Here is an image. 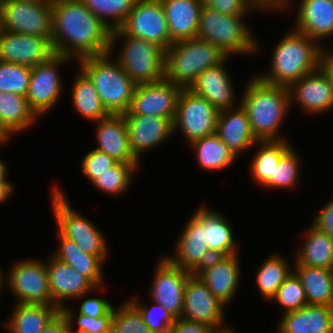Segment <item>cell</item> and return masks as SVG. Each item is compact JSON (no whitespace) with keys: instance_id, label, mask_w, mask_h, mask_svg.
Here are the masks:
<instances>
[{"instance_id":"6da1fadb","label":"cell","mask_w":333,"mask_h":333,"mask_svg":"<svg viewBox=\"0 0 333 333\" xmlns=\"http://www.w3.org/2000/svg\"><path fill=\"white\" fill-rule=\"evenodd\" d=\"M111 31L81 0H52L51 43L55 54L74 61L108 54Z\"/></svg>"},{"instance_id":"7a4b0ae2","label":"cell","mask_w":333,"mask_h":333,"mask_svg":"<svg viewBox=\"0 0 333 333\" xmlns=\"http://www.w3.org/2000/svg\"><path fill=\"white\" fill-rule=\"evenodd\" d=\"M244 88L240 104L247 112L256 139L283 140L280 128L291 107L288 87L269 84L254 75Z\"/></svg>"},{"instance_id":"3957f363","label":"cell","mask_w":333,"mask_h":333,"mask_svg":"<svg viewBox=\"0 0 333 333\" xmlns=\"http://www.w3.org/2000/svg\"><path fill=\"white\" fill-rule=\"evenodd\" d=\"M275 45L269 73L257 76L269 84L289 87L320 67L322 46L293 29Z\"/></svg>"},{"instance_id":"277c9868","label":"cell","mask_w":333,"mask_h":333,"mask_svg":"<svg viewBox=\"0 0 333 333\" xmlns=\"http://www.w3.org/2000/svg\"><path fill=\"white\" fill-rule=\"evenodd\" d=\"M77 63L93 82L109 114L123 115L129 110L137 85L109 53L80 58Z\"/></svg>"},{"instance_id":"5b68a950","label":"cell","mask_w":333,"mask_h":333,"mask_svg":"<svg viewBox=\"0 0 333 333\" xmlns=\"http://www.w3.org/2000/svg\"><path fill=\"white\" fill-rule=\"evenodd\" d=\"M227 57L218 46L197 37L173 43L165 50L164 79L188 88L203 71Z\"/></svg>"},{"instance_id":"8992f818","label":"cell","mask_w":333,"mask_h":333,"mask_svg":"<svg viewBox=\"0 0 333 333\" xmlns=\"http://www.w3.org/2000/svg\"><path fill=\"white\" fill-rule=\"evenodd\" d=\"M121 38L124 41H121L122 47L115 58V44ZM108 53L136 85L164 79L165 50L157 43L125 35L117 28L111 31Z\"/></svg>"},{"instance_id":"52a82bcc","label":"cell","mask_w":333,"mask_h":333,"mask_svg":"<svg viewBox=\"0 0 333 333\" xmlns=\"http://www.w3.org/2000/svg\"><path fill=\"white\" fill-rule=\"evenodd\" d=\"M244 17L225 15L203 6L200 11L197 38L218 46L230 57L233 54H254L260 50V44L244 23Z\"/></svg>"},{"instance_id":"ba28073f","label":"cell","mask_w":333,"mask_h":333,"mask_svg":"<svg viewBox=\"0 0 333 333\" xmlns=\"http://www.w3.org/2000/svg\"><path fill=\"white\" fill-rule=\"evenodd\" d=\"M51 191L52 212L57 223V231L63 237L74 241L87 254L108 256L110 248L103 232L86 216L73 209L60 187L55 184Z\"/></svg>"},{"instance_id":"9c48e42d","label":"cell","mask_w":333,"mask_h":333,"mask_svg":"<svg viewBox=\"0 0 333 333\" xmlns=\"http://www.w3.org/2000/svg\"><path fill=\"white\" fill-rule=\"evenodd\" d=\"M0 29L17 34L52 37V0H0Z\"/></svg>"},{"instance_id":"30bf717a","label":"cell","mask_w":333,"mask_h":333,"mask_svg":"<svg viewBox=\"0 0 333 333\" xmlns=\"http://www.w3.org/2000/svg\"><path fill=\"white\" fill-rule=\"evenodd\" d=\"M219 111L203 97L184 88L180 94L173 132H182L189 145L191 142L216 133Z\"/></svg>"},{"instance_id":"8fae6325","label":"cell","mask_w":333,"mask_h":333,"mask_svg":"<svg viewBox=\"0 0 333 333\" xmlns=\"http://www.w3.org/2000/svg\"><path fill=\"white\" fill-rule=\"evenodd\" d=\"M72 60L70 57L55 54L46 62L31 67L26 99L38 117L48 113L58 103L63 90L59 67Z\"/></svg>"},{"instance_id":"7c38bea8","label":"cell","mask_w":333,"mask_h":333,"mask_svg":"<svg viewBox=\"0 0 333 333\" xmlns=\"http://www.w3.org/2000/svg\"><path fill=\"white\" fill-rule=\"evenodd\" d=\"M42 259H23L14 263L6 275L7 287L17 298L15 303L53 305L46 263Z\"/></svg>"},{"instance_id":"4fadbf2b","label":"cell","mask_w":333,"mask_h":333,"mask_svg":"<svg viewBox=\"0 0 333 333\" xmlns=\"http://www.w3.org/2000/svg\"><path fill=\"white\" fill-rule=\"evenodd\" d=\"M223 304L207 288L198 275L192 273L184 290L181 319L209 325L218 333H226L232 328L224 326L225 313Z\"/></svg>"},{"instance_id":"5bb4252c","label":"cell","mask_w":333,"mask_h":333,"mask_svg":"<svg viewBox=\"0 0 333 333\" xmlns=\"http://www.w3.org/2000/svg\"><path fill=\"white\" fill-rule=\"evenodd\" d=\"M119 29L132 37L170 47V34L160 0H137Z\"/></svg>"},{"instance_id":"9a60e30c","label":"cell","mask_w":333,"mask_h":333,"mask_svg":"<svg viewBox=\"0 0 333 333\" xmlns=\"http://www.w3.org/2000/svg\"><path fill=\"white\" fill-rule=\"evenodd\" d=\"M184 88L165 79L139 84L134 91L131 106L123 115H148L174 121L180 94Z\"/></svg>"},{"instance_id":"2e32d148","label":"cell","mask_w":333,"mask_h":333,"mask_svg":"<svg viewBox=\"0 0 333 333\" xmlns=\"http://www.w3.org/2000/svg\"><path fill=\"white\" fill-rule=\"evenodd\" d=\"M155 267L149 296L179 319L183 310L185 286L192 272L175 266L165 255L157 261Z\"/></svg>"},{"instance_id":"e0dca14e","label":"cell","mask_w":333,"mask_h":333,"mask_svg":"<svg viewBox=\"0 0 333 333\" xmlns=\"http://www.w3.org/2000/svg\"><path fill=\"white\" fill-rule=\"evenodd\" d=\"M48 272L49 290L53 305L60 310L65 302L74 299L80 301L92 291L105 292L106 286L96 287L87 277L81 275L70 265L65 264L52 255L45 261ZM105 286V287H104Z\"/></svg>"},{"instance_id":"ac0fdd59","label":"cell","mask_w":333,"mask_h":333,"mask_svg":"<svg viewBox=\"0 0 333 333\" xmlns=\"http://www.w3.org/2000/svg\"><path fill=\"white\" fill-rule=\"evenodd\" d=\"M290 105L297 103L308 115L325 114L333 109V85L320 66L289 87Z\"/></svg>"},{"instance_id":"d6986e66","label":"cell","mask_w":333,"mask_h":333,"mask_svg":"<svg viewBox=\"0 0 333 333\" xmlns=\"http://www.w3.org/2000/svg\"><path fill=\"white\" fill-rule=\"evenodd\" d=\"M55 55L51 37L17 34L0 29V61L33 67Z\"/></svg>"},{"instance_id":"ffe728a7","label":"cell","mask_w":333,"mask_h":333,"mask_svg":"<svg viewBox=\"0 0 333 333\" xmlns=\"http://www.w3.org/2000/svg\"><path fill=\"white\" fill-rule=\"evenodd\" d=\"M299 9L293 29L316 40L322 46V40L333 35V0H299ZM293 0H284L274 11L291 8Z\"/></svg>"},{"instance_id":"44dd1931","label":"cell","mask_w":333,"mask_h":333,"mask_svg":"<svg viewBox=\"0 0 333 333\" xmlns=\"http://www.w3.org/2000/svg\"><path fill=\"white\" fill-rule=\"evenodd\" d=\"M239 257V254L214 257L195 273L226 306L235 298L239 288L241 274Z\"/></svg>"},{"instance_id":"7402d4cb","label":"cell","mask_w":333,"mask_h":333,"mask_svg":"<svg viewBox=\"0 0 333 333\" xmlns=\"http://www.w3.org/2000/svg\"><path fill=\"white\" fill-rule=\"evenodd\" d=\"M131 150L140 161L143 154L160 146L174 134L173 121L148 115H123Z\"/></svg>"},{"instance_id":"603a6c76","label":"cell","mask_w":333,"mask_h":333,"mask_svg":"<svg viewBox=\"0 0 333 333\" xmlns=\"http://www.w3.org/2000/svg\"><path fill=\"white\" fill-rule=\"evenodd\" d=\"M228 58L230 56L222 63L207 68L187 88L209 101L218 111L240 105V100L236 102L235 87H233L232 78L224 65Z\"/></svg>"},{"instance_id":"cb8c5ba5","label":"cell","mask_w":333,"mask_h":333,"mask_svg":"<svg viewBox=\"0 0 333 333\" xmlns=\"http://www.w3.org/2000/svg\"><path fill=\"white\" fill-rule=\"evenodd\" d=\"M172 256L165 255L175 266L196 273L215 256L205 243L204 228L193 217L189 218L176 241Z\"/></svg>"},{"instance_id":"d4e9b609","label":"cell","mask_w":333,"mask_h":333,"mask_svg":"<svg viewBox=\"0 0 333 333\" xmlns=\"http://www.w3.org/2000/svg\"><path fill=\"white\" fill-rule=\"evenodd\" d=\"M94 123H97L95 135L98 143L94 149L106 153L117 163L140 164L131 150L123 115L110 114Z\"/></svg>"},{"instance_id":"484cf974","label":"cell","mask_w":333,"mask_h":333,"mask_svg":"<svg viewBox=\"0 0 333 333\" xmlns=\"http://www.w3.org/2000/svg\"><path fill=\"white\" fill-rule=\"evenodd\" d=\"M216 134L236 158L241 152L246 153L248 149L250 151L258 141L251 130L247 112L241 104L219 111Z\"/></svg>"},{"instance_id":"4316f807","label":"cell","mask_w":333,"mask_h":333,"mask_svg":"<svg viewBox=\"0 0 333 333\" xmlns=\"http://www.w3.org/2000/svg\"><path fill=\"white\" fill-rule=\"evenodd\" d=\"M193 217L203 226L205 243L215 257L238 254L235 233L225 215L201 204Z\"/></svg>"},{"instance_id":"83f0119b","label":"cell","mask_w":333,"mask_h":333,"mask_svg":"<svg viewBox=\"0 0 333 333\" xmlns=\"http://www.w3.org/2000/svg\"><path fill=\"white\" fill-rule=\"evenodd\" d=\"M281 315L276 333H333V306L308 304Z\"/></svg>"},{"instance_id":"f1b7e54d","label":"cell","mask_w":333,"mask_h":333,"mask_svg":"<svg viewBox=\"0 0 333 333\" xmlns=\"http://www.w3.org/2000/svg\"><path fill=\"white\" fill-rule=\"evenodd\" d=\"M167 20L170 46L173 43L197 37L200 0H160Z\"/></svg>"},{"instance_id":"f546056e","label":"cell","mask_w":333,"mask_h":333,"mask_svg":"<svg viewBox=\"0 0 333 333\" xmlns=\"http://www.w3.org/2000/svg\"><path fill=\"white\" fill-rule=\"evenodd\" d=\"M58 249L52 253V256L59 261L70 265L81 275L87 277L96 287L104 284V271L102 268L108 256H94L82 251L78 245L57 233Z\"/></svg>"},{"instance_id":"4dcf8cb0","label":"cell","mask_w":333,"mask_h":333,"mask_svg":"<svg viewBox=\"0 0 333 333\" xmlns=\"http://www.w3.org/2000/svg\"><path fill=\"white\" fill-rule=\"evenodd\" d=\"M4 327L11 333H41L61 311L55 305L16 303Z\"/></svg>"},{"instance_id":"1f68e13d","label":"cell","mask_w":333,"mask_h":333,"mask_svg":"<svg viewBox=\"0 0 333 333\" xmlns=\"http://www.w3.org/2000/svg\"><path fill=\"white\" fill-rule=\"evenodd\" d=\"M310 225L302 235L305 238L303 245L295 253L292 263L330 269L333 259V238L313 223Z\"/></svg>"},{"instance_id":"d6a6232c","label":"cell","mask_w":333,"mask_h":333,"mask_svg":"<svg viewBox=\"0 0 333 333\" xmlns=\"http://www.w3.org/2000/svg\"><path fill=\"white\" fill-rule=\"evenodd\" d=\"M293 272L304 287L308 304L333 306V276L330 269L294 265Z\"/></svg>"},{"instance_id":"836d02e7","label":"cell","mask_w":333,"mask_h":333,"mask_svg":"<svg viewBox=\"0 0 333 333\" xmlns=\"http://www.w3.org/2000/svg\"><path fill=\"white\" fill-rule=\"evenodd\" d=\"M36 119L39 117L30 108L25 96L0 92V122L12 136L28 130Z\"/></svg>"},{"instance_id":"e575fe53","label":"cell","mask_w":333,"mask_h":333,"mask_svg":"<svg viewBox=\"0 0 333 333\" xmlns=\"http://www.w3.org/2000/svg\"><path fill=\"white\" fill-rule=\"evenodd\" d=\"M258 150L251 159L250 174L253 181L263 186L270 178H274L275 166L278 165L281 157L292 147L290 141L266 140L257 141L255 147Z\"/></svg>"},{"instance_id":"d590c367","label":"cell","mask_w":333,"mask_h":333,"mask_svg":"<svg viewBox=\"0 0 333 333\" xmlns=\"http://www.w3.org/2000/svg\"><path fill=\"white\" fill-rule=\"evenodd\" d=\"M195 152V160L201 169L221 171L236 164V157L216 133L197 139L190 144Z\"/></svg>"},{"instance_id":"8d00e7d4","label":"cell","mask_w":333,"mask_h":333,"mask_svg":"<svg viewBox=\"0 0 333 333\" xmlns=\"http://www.w3.org/2000/svg\"><path fill=\"white\" fill-rule=\"evenodd\" d=\"M79 70L76 71V78L72 84L73 107L81 116L92 122L108 117L110 114L103 106L93 82L81 69Z\"/></svg>"},{"instance_id":"74e56055","label":"cell","mask_w":333,"mask_h":333,"mask_svg":"<svg viewBox=\"0 0 333 333\" xmlns=\"http://www.w3.org/2000/svg\"><path fill=\"white\" fill-rule=\"evenodd\" d=\"M289 261L284 255L273 253L257 269L256 287L264 299L271 300L285 279L293 272Z\"/></svg>"},{"instance_id":"f35d334b","label":"cell","mask_w":333,"mask_h":333,"mask_svg":"<svg viewBox=\"0 0 333 333\" xmlns=\"http://www.w3.org/2000/svg\"><path fill=\"white\" fill-rule=\"evenodd\" d=\"M111 30L119 28L137 0H81ZM111 21V22H110Z\"/></svg>"},{"instance_id":"ab89813d","label":"cell","mask_w":333,"mask_h":333,"mask_svg":"<svg viewBox=\"0 0 333 333\" xmlns=\"http://www.w3.org/2000/svg\"><path fill=\"white\" fill-rule=\"evenodd\" d=\"M139 166L140 164L116 163L107 172L98 176L91 184L100 192L102 191L111 196L123 194L125 190L128 191Z\"/></svg>"},{"instance_id":"60d3db41","label":"cell","mask_w":333,"mask_h":333,"mask_svg":"<svg viewBox=\"0 0 333 333\" xmlns=\"http://www.w3.org/2000/svg\"><path fill=\"white\" fill-rule=\"evenodd\" d=\"M296 151L292 146L281 157L278 165L275 166L274 178H270L262 187L265 189H291L298 185L302 161Z\"/></svg>"},{"instance_id":"b9f144b4","label":"cell","mask_w":333,"mask_h":333,"mask_svg":"<svg viewBox=\"0 0 333 333\" xmlns=\"http://www.w3.org/2000/svg\"><path fill=\"white\" fill-rule=\"evenodd\" d=\"M31 67L0 61V92L17 93L26 97Z\"/></svg>"},{"instance_id":"7bdbcfd3","label":"cell","mask_w":333,"mask_h":333,"mask_svg":"<svg viewBox=\"0 0 333 333\" xmlns=\"http://www.w3.org/2000/svg\"><path fill=\"white\" fill-rule=\"evenodd\" d=\"M272 300L282 307L283 314L308 305L304 287L294 272L285 279L270 301Z\"/></svg>"},{"instance_id":"ee69618b","label":"cell","mask_w":333,"mask_h":333,"mask_svg":"<svg viewBox=\"0 0 333 333\" xmlns=\"http://www.w3.org/2000/svg\"><path fill=\"white\" fill-rule=\"evenodd\" d=\"M117 308L113 306L112 333H153L129 300H125Z\"/></svg>"},{"instance_id":"f6af8a7d","label":"cell","mask_w":333,"mask_h":333,"mask_svg":"<svg viewBox=\"0 0 333 333\" xmlns=\"http://www.w3.org/2000/svg\"><path fill=\"white\" fill-rule=\"evenodd\" d=\"M71 309L66 306L61 309L63 315L68 319L71 333H112L113 307L100 317H91L81 313L76 315L74 309ZM73 323H77V330H73Z\"/></svg>"},{"instance_id":"bcb514c9","label":"cell","mask_w":333,"mask_h":333,"mask_svg":"<svg viewBox=\"0 0 333 333\" xmlns=\"http://www.w3.org/2000/svg\"><path fill=\"white\" fill-rule=\"evenodd\" d=\"M129 301L137 308L144 323L153 333H168L176 318L162 305L153 301V304L140 302L135 296ZM148 305V306H147Z\"/></svg>"},{"instance_id":"7dc6e473","label":"cell","mask_w":333,"mask_h":333,"mask_svg":"<svg viewBox=\"0 0 333 333\" xmlns=\"http://www.w3.org/2000/svg\"><path fill=\"white\" fill-rule=\"evenodd\" d=\"M203 6L225 15L246 16L248 12L271 10L262 0H200Z\"/></svg>"},{"instance_id":"c3c4849f","label":"cell","mask_w":333,"mask_h":333,"mask_svg":"<svg viewBox=\"0 0 333 333\" xmlns=\"http://www.w3.org/2000/svg\"><path fill=\"white\" fill-rule=\"evenodd\" d=\"M117 162L106 153L93 149L83 156L81 172L92 183L98 176L104 174Z\"/></svg>"},{"instance_id":"681fc988","label":"cell","mask_w":333,"mask_h":333,"mask_svg":"<svg viewBox=\"0 0 333 333\" xmlns=\"http://www.w3.org/2000/svg\"><path fill=\"white\" fill-rule=\"evenodd\" d=\"M114 305L103 297L87 298L81 302L78 313L91 316L100 317L105 315Z\"/></svg>"},{"instance_id":"f907efd6","label":"cell","mask_w":333,"mask_h":333,"mask_svg":"<svg viewBox=\"0 0 333 333\" xmlns=\"http://www.w3.org/2000/svg\"><path fill=\"white\" fill-rule=\"evenodd\" d=\"M168 333H218L213 327L191 322L184 319H176Z\"/></svg>"},{"instance_id":"816d5d0a","label":"cell","mask_w":333,"mask_h":333,"mask_svg":"<svg viewBox=\"0 0 333 333\" xmlns=\"http://www.w3.org/2000/svg\"><path fill=\"white\" fill-rule=\"evenodd\" d=\"M333 196L317 213L312 223L333 238Z\"/></svg>"},{"instance_id":"f5cc1de1","label":"cell","mask_w":333,"mask_h":333,"mask_svg":"<svg viewBox=\"0 0 333 333\" xmlns=\"http://www.w3.org/2000/svg\"><path fill=\"white\" fill-rule=\"evenodd\" d=\"M68 319L60 311L41 333H71Z\"/></svg>"},{"instance_id":"db71d44e","label":"cell","mask_w":333,"mask_h":333,"mask_svg":"<svg viewBox=\"0 0 333 333\" xmlns=\"http://www.w3.org/2000/svg\"><path fill=\"white\" fill-rule=\"evenodd\" d=\"M14 186L10 181H0V204L6 202L13 194Z\"/></svg>"},{"instance_id":"11a10c76","label":"cell","mask_w":333,"mask_h":333,"mask_svg":"<svg viewBox=\"0 0 333 333\" xmlns=\"http://www.w3.org/2000/svg\"><path fill=\"white\" fill-rule=\"evenodd\" d=\"M320 66L328 74L333 85V55H321Z\"/></svg>"},{"instance_id":"9f6ffc18","label":"cell","mask_w":333,"mask_h":333,"mask_svg":"<svg viewBox=\"0 0 333 333\" xmlns=\"http://www.w3.org/2000/svg\"><path fill=\"white\" fill-rule=\"evenodd\" d=\"M10 137L12 138L13 136L0 122V145L4 146L5 144H7L6 142H9Z\"/></svg>"},{"instance_id":"6f0895ef","label":"cell","mask_w":333,"mask_h":333,"mask_svg":"<svg viewBox=\"0 0 333 333\" xmlns=\"http://www.w3.org/2000/svg\"><path fill=\"white\" fill-rule=\"evenodd\" d=\"M8 165L3 161L1 160L0 158V181H9L8 179Z\"/></svg>"},{"instance_id":"680465c9","label":"cell","mask_w":333,"mask_h":333,"mask_svg":"<svg viewBox=\"0 0 333 333\" xmlns=\"http://www.w3.org/2000/svg\"><path fill=\"white\" fill-rule=\"evenodd\" d=\"M270 10H275L284 0H262Z\"/></svg>"},{"instance_id":"91938a15","label":"cell","mask_w":333,"mask_h":333,"mask_svg":"<svg viewBox=\"0 0 333 333\" xmlns=\"http://www.w3.org/2000/svg\"><path fill=\"white\" fill-rule=\"evenodd\" d=\"M332 38H333V35L331 36ZM332 41H333V39H332ZM325 44H323L322 45V51H321V55H333V47H332V49L331 48H324L325 46H324ZM332 45H333V43H332Z\"/></svg>"},{"instance_id":"94428289","label":"cell","mask_w":333,"mask_h":333,"mask_svg":"<svg viewBox=\"0 0 333 333\" xmlns=\"http://www.w3.org/2000/svg\"><path fill=\"white\" fill-rule=\"evenodd\" d=\"M1 269L2 268H0V294H1V292H2V290H3V287L5 286V284L3 285V283H6L7 281H5V276L4 275H2L4 272L3 271H1ZM4 276V277H3Z\"/></svg>"},{"instance_id":"6125c7cd","label":"cell","mask_w":333,"mask_h":333,"mask_svg":"<svg viewBox=\"0 0 333 333\" xmlns=\"http://www.w3.org/2000/svg\"><path fill=\"white\" fill-rule=\"evenodd\" d=\"M330 271H331V274L333 276V259H332V264H331V267H330Z\"/></svg>"},{"instance_id":"be15d7a7","label":"cell","mask_w":333,"mask_h":333,"mask_svg":"<svg viewBox=\"0 0 333 333\" xmlns=\"http://www.w3.org/2000/svg\"><path fill=\"white\" fill-rule=\"evenodd\" d=\"M19 1H45V0H19Z\"/></svg>"},{"instance_id":"e7e4bbea","label":"cell","mask_w":333,"mask_h":333,"mask_svg":"<svg viewBox=\"0 0 333 333\" xmlns=\"http://www.w3.org/2000/svg\"><path fill=\"white\" fill-rule=\"evenodd\" d=\"M226 333H236V331L235 330H231V331L226 332Z\"/></svg>"}]
</instances>
